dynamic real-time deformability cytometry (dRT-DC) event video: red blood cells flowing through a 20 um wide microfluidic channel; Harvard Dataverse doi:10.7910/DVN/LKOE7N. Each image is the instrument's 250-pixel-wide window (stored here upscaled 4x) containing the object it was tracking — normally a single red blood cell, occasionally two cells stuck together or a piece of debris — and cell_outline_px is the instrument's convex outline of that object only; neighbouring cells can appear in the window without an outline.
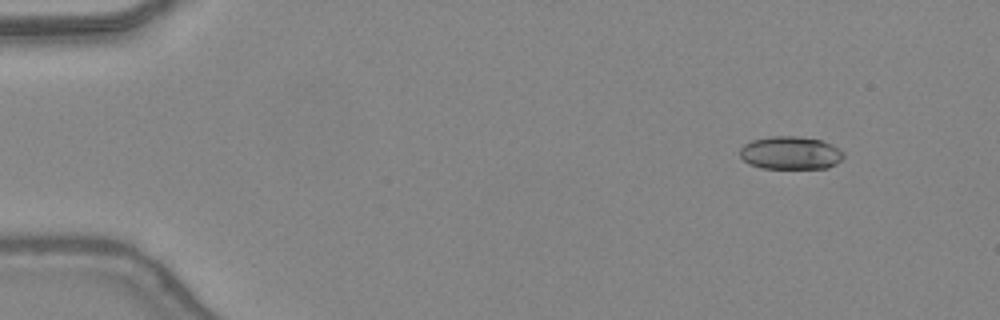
{"species": "common noctule bat (a hibernating species)", "species_latin": "Nyctalus noctula", "temperature_condition": "warm", "stored_images_in_passage": 48, "camera_frame_rate_fps": 3000, "um_per_image_px": 0.085, "animal": {"sex": "female", "body_mass_g": 24.6, "forearm_length_mm": 56.2}, "frame": {"image": 1, "passage_image": 6, "time_ms": 1.667, "image_size_px": [1000, 320], "cell_outline_px": [[844, 156], [836, 164], [828, 168], [760, 168], [748, 164], [740, 156], [740, 148], [744, 144], [752, 140], [772, 136], [796, 136], [820, 140], [832, 144], [840, 148], [844, 152]], "centroid_in_image_um": [67.2, 13.0], "position_along_channel_um": 17.8, "area_um2": 20.06}}
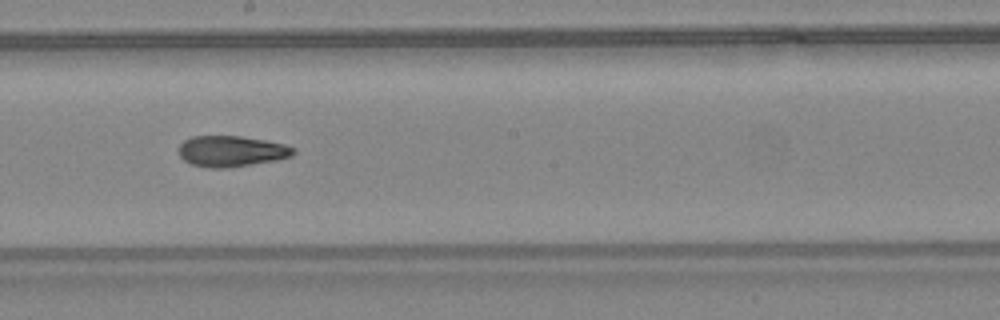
{"frame": {"image": 2, "passage_image": 28, "time_ms": 9.0, "image_size_px": [1000, 320], "cell_outline_px": [[296, 152], [292, 156], [276, 160], [228, 168], [212, 168], [192, 164], [184, 160], [180, 156], [180, 144], [184, 140], [192, 136], [240, 136], [264, 140], [284, 144], [296, 148]], "centroid_in_image_um": [19.69, 12.85], "position_along_channel_um": 228.5, "area_um2": 20.58}}
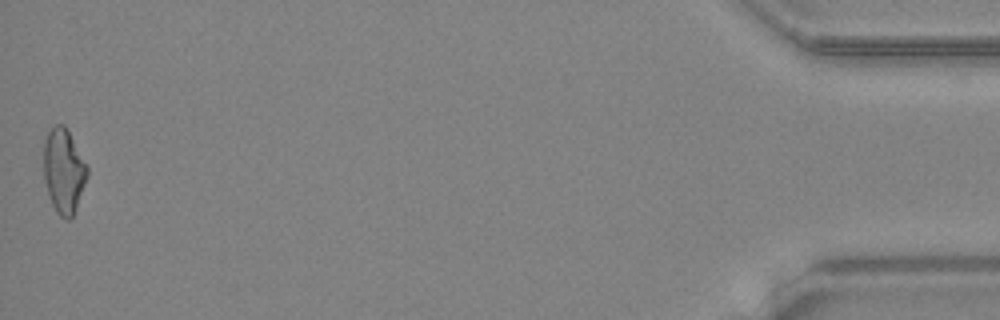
{"frame": {"image": 3, "passage_image": 48, "time_ms": 15.667, "image_size_px": [1000, 320], "cell_outline_px": [[88, 176], [76, 208], [72, 216], [68, 220], [60, 216], [56, 212], [52, 204], [44, 180], [44, 140], [48, 132], [56, 124], [64, 124], [88, 168]], "centroid_in_image_um": [5.41, 14.54], "position_along_channel_um": 429.8, "area_um2": 21.15}, "authors_computed_cell_mechanics": {"area_um2": 20.6346, "velocity_mm_per_s": 4.4473, "shape_relaxation_time_tau1_ms": 10.9513, "shape_relaxation_time_tau2_ms": 4.575, "deformation_change_tau1": 0.3023, "deformation_change_tau2": 0.1156}}